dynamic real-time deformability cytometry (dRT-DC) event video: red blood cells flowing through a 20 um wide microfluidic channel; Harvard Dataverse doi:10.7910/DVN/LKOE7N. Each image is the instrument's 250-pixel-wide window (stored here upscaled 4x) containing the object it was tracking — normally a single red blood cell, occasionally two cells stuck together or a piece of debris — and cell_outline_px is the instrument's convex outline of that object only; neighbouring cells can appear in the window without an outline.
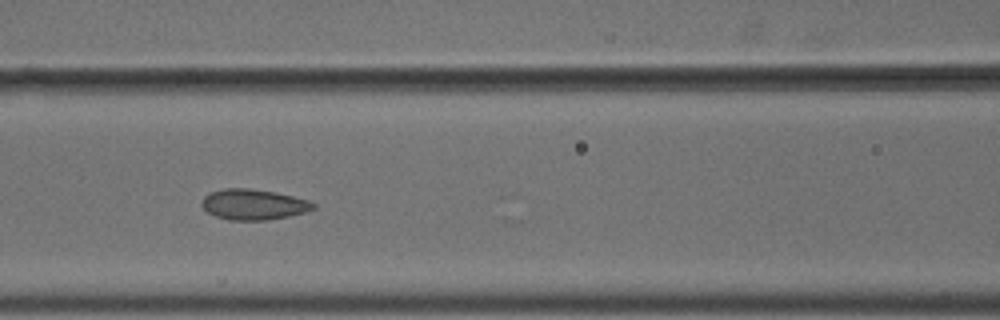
{"species": "common noctule bat (a hibernating species)", "species_latin": "Nyctalus noctula", "temperature_condition": "cold", "stored_images_in_passage": 11, "camera_frame_rate_fps": 3000, "um_per_image_px": 0.085, "animal": {"sex": "male", "body_mass_g": 18.8}, "frame": {"image": 1, "passage_image": 7, "time_ms": 2.0, "image_size_px": [1000, 320], "cell_outline_px": [[316, 208], [308, 212], [268, 220], [228, 220], [216, 216], [208, 212], [200, 204], [204, 196], [208, 192], [224, 188], [248, 188], [276, 192], [308, 200], [316, 204]], "centroid_in_image_um": [21.55, 17.37], "position_along_channel_um": 145.0, "area_um2": 20.06}}
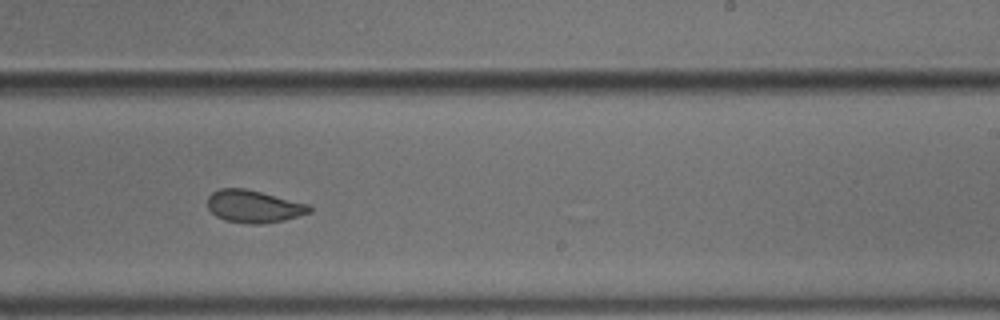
{"frame": {"image": 2, "passage_image": 10, "time_ms": 3.0, "image_size_px": [1000, 320], "cell_outline_px": [[312, 212], [284, 220], [260, 224], [252, 224], [224, 220], [216, 216], [208, 208], [208, 196], [212, 192], [220, 188], [244, 188], [308, 204], [312, 208]], "centroid_in_image_um": [21.55, 17.55], "position_along_channel_um": 267.4, "area_um2": 19.13}}
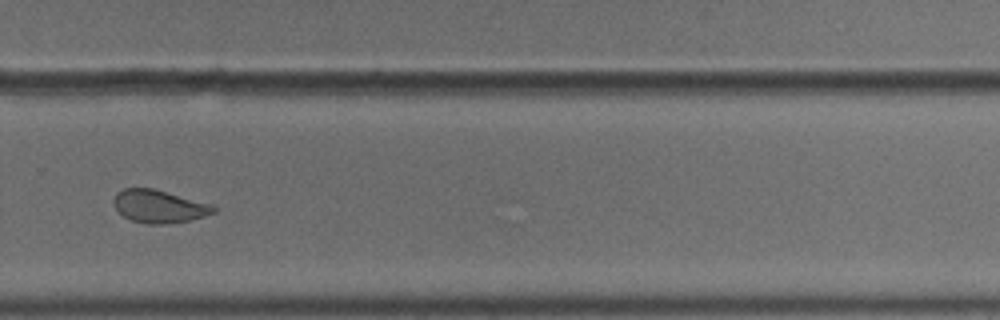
{"frame": {"image": 3, "passage_image": 11, "time_ms": 3.333, "image_size_px": [1000, 320], "cell_outline_px": [[216, 212], [192, 220], [168, 224], [148, 224], [132, 220], [124, 216], [112, 204], [112, 200], [116, 192], [124, 188], [152, 188], [208, 204], [216, 208]], "centroid_in_image_um": [13.47, 17.55], "position_along_channel_um": 316.3, "area_um2": 18.9}}